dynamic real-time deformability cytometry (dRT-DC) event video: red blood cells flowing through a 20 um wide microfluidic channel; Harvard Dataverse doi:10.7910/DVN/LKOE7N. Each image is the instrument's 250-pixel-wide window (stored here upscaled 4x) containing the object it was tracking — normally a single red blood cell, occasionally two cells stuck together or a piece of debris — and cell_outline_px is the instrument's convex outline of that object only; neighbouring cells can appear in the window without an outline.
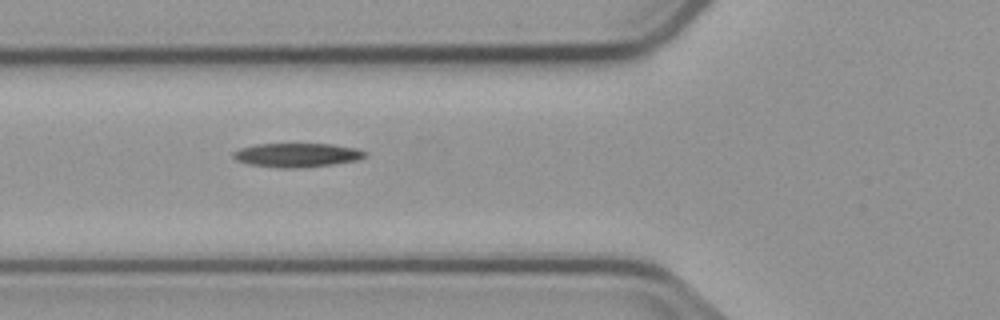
{"species": "common noctule bat (a hibernating species)", "species_latin": "Nyctalus noctula", "temperature_condition": "cold", "stored_images_in_passage": 6, "camera_frame_rate_fps": 3000, "um_per_image_px": 0.085, "animal": {"sex": "male", "body_mass_g": 23.1, "forearm_length_mm": 52.7}, "frame": {"image": 1, "passage_image": 6, "time_ms": 6.0, "image_size_px": [1000, 320], "cell_outline_px": [[368, 156], [356, 160], [332, 164], [300, 168], [276, 168], [248, 164], [236, 160], [232, 156], [232, 152], [240, 148], [256, 144], [332, 144], [356, 148], [368, 152]], "centroid_in_image_um": [25.23, 13.18], "position_along_channel_um": 100.6, "area_um2": 18.55}}